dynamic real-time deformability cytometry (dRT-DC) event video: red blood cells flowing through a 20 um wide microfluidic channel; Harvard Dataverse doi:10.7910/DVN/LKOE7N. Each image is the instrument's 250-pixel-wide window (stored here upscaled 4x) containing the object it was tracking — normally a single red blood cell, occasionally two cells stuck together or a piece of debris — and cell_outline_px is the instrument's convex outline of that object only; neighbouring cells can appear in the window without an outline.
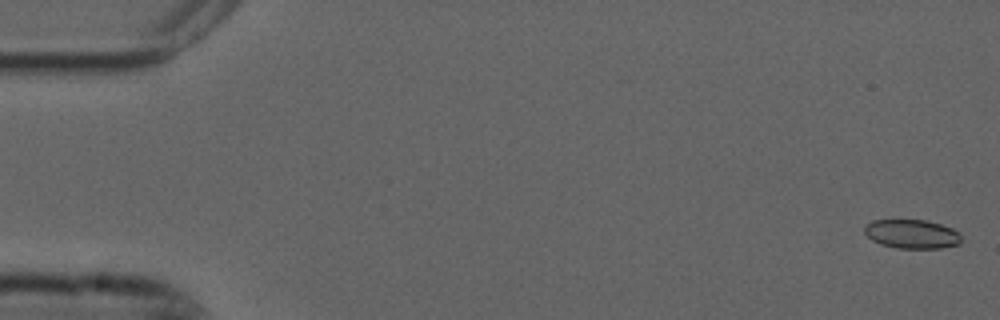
{"species": "common noctule bat (a hibernating species)", "species_latin": "Nyctalus noctula", "temperature_condition": "cold", "stored_images_in_passage": 5, "camera_frame_rate_fps": 3000, "um_per_image_px": 0.085, "animal": {"sex": "male", "forearm_length_mm": 52.5}, "frame": {"image": 1, "passage_image": 1, "time_ms": 0.0, "image_size_px": [1000, 320], "cell_outline_px": [[960, 244], [940, 248], [896, 248], [880, 244], [872, 240], [864, 232], [864, 228], [872, 220], [924, 220], [940, 224], [952, 228], [960, 232]], "centroid_in_image_um": [77.52, 19.89], "position_along_channel_um": 7.5, "area_um2": 16.3}}
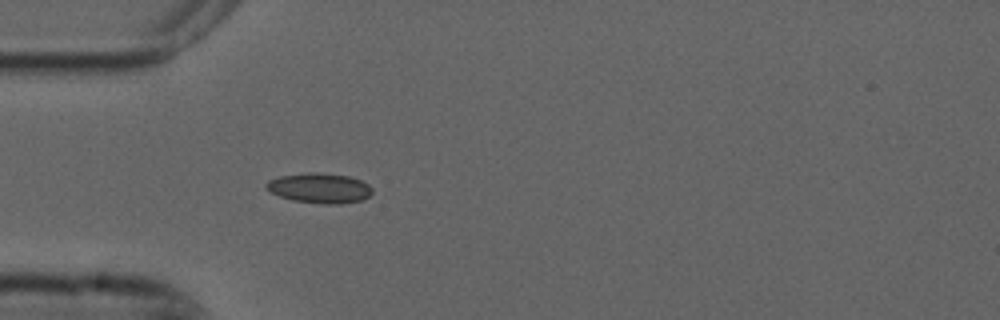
{"frame": {"image": 2, "passage_image": 5, "time_ms": 1.333, "image_size_px": [1000, 320], "cell_outline_px": [[372, 192], [368, 196], [360, 200], [340, 204], [324, 204], [292, 200], [280, 196], [264, 188], [264, 184], [268, 180], [280, 176], [308, 172], [316, 172], [348, 176], [360, 180], [368, 184], [372, 188]], "centroid_in_image_um": [27.13, 15.98], "position_along_channel_um": 57.9, "area_um2": 18.5}}